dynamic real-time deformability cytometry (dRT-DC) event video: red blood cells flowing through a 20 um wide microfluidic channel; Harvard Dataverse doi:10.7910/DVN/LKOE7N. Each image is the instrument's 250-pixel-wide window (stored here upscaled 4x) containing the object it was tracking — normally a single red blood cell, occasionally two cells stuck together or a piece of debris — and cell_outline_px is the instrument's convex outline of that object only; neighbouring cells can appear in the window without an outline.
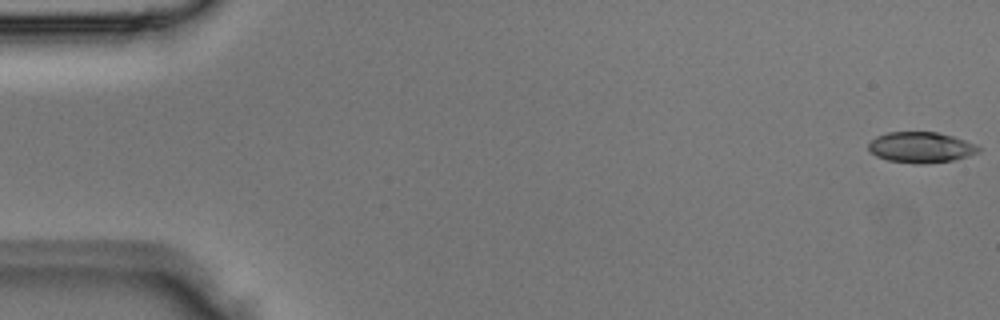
{"species": "Egyptian fruit bat (a non-hibernating species)", "species_latin": "Rousettus aegyptiacus", "temperature_condition": "room temperature", "stored_images_in_passage": 4, "camera_frame_rate_fps": 3000, "um_per_image_px": 0.085, "animal": {"sex": "male"}, "frame": {"image": 1, "passage_image": 1, "time_ms": 0.0, "image_size_px": [1000, 320], "cell_outline_px": [[980, 152], [968, 156], [952, 160], [920, 164], [916, 164], [888, 160], [876, 156], [868, 152], [868, 144], [876, 136], [888, 132], [936, 132], [952, 136], [976, 144], [980, 148]], "centroid_in_image_um": [78.25, 12.52], "position_along_channel_um": 6.8, "area_um2": 19.71}}
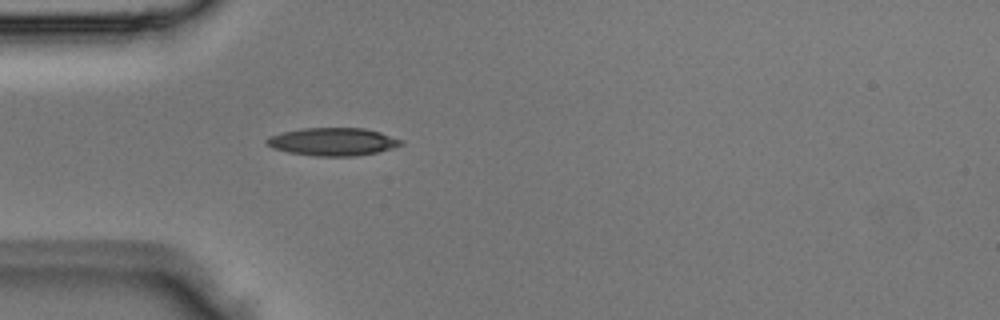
{"frame": {"image": 2, "passage_image": 4, "time_ms": 1.0, "image_size_px": [1000, 320], "cell_outline_px": [[404, 144], [392, 148], [376, 152], [356, 156], [316, 156], [288, 152], [272, 148], [264, 144], [264, 140], [268, 136], [300, 128], [364, 128], [380, 132], [404, 140]], "centroid_in_image_um": [28.27, 12.04], "position_along_channel_um": 56.7, "area_um2": 21.96}}